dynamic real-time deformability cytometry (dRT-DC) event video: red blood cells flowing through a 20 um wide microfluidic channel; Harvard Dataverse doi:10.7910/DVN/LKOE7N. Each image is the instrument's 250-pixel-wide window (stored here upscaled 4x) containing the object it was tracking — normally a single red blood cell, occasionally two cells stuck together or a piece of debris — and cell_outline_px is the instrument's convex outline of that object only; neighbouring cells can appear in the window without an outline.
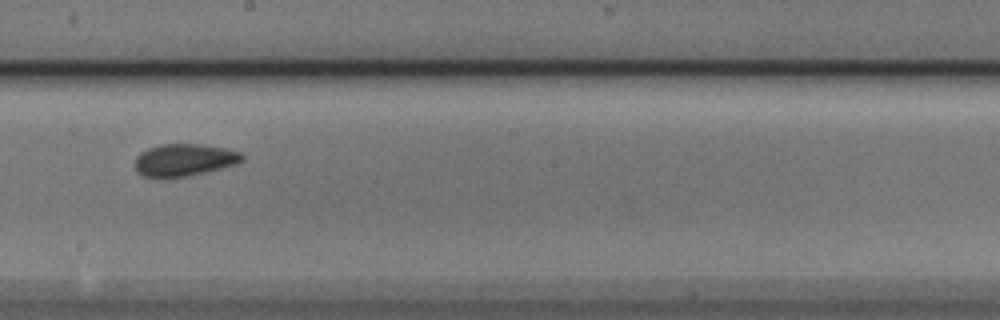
{"species": "Egyptian fruit bat (a non-hibernating species)", "species_latin": "Rousettus aegyptiacus", "temperature_condition": "cold", "stored_images_in_passage": 15, "camera_frame_rate_fps": 3000, "um_per_image_px": 0.085, "animal": {"sex": "male"}, "frame": {"image": 1, "passage_image": 9, "time_ms": 2.667, "image_size_px": [1000, 320], "cell_outline_px": [[244, 160], [236, 164], [188, 176], [164, 180], [140, 176], [136, 172], [136, 156], [140, 152], [148, 148], [160, 144], [204, 144], [224, 148], [240, 152], [244, 156]], "centroid_in_image_um": [15.6, 13.62], "position_along_channel_um": 232.6, "area_um2": 20.63}}
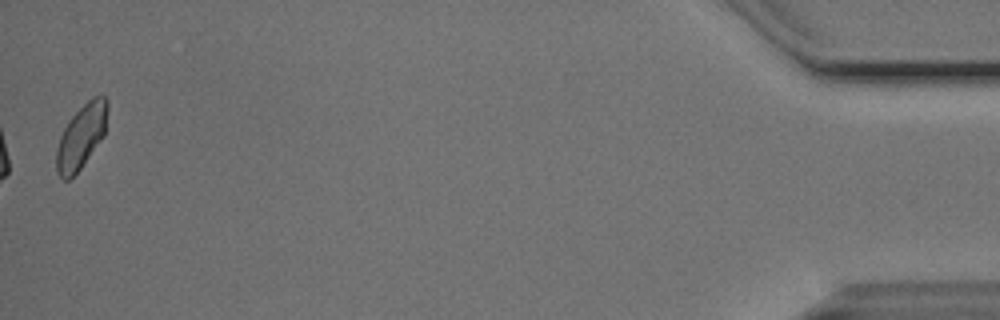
{"frame": {"image": 2, "passage_image": 15, "time_ms": 4.667, "image_size_px": [1000, 320], "cell_outline_px": [[108, 108], [104, 136], [80, 168], [68, 180], [64, 180], [56, 172], [56, 148], [60, 136], [68, 120], [92, 96], [104, 96], [108, 100]], "centroid_in_image_um": [6.9, 11.58], "position_along_channel_um": 428.3, "area_um2": 18.96}}